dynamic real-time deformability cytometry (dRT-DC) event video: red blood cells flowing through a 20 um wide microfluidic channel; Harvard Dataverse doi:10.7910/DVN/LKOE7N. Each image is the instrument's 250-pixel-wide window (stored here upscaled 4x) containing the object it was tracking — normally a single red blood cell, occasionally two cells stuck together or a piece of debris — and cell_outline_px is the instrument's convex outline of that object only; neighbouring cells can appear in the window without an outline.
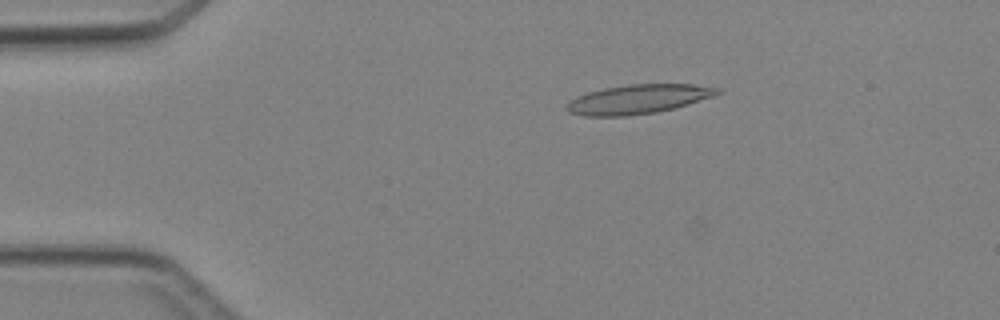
{"species": "Egyptian fruit bat (a non-hibernating species)", "species_latin": "Rousettus aegyptiacus", "temperature_condition": "cold", "stored_images_in_passage": 4, "camera_frame_rate_fps": 3000, "um_per_image_px": 0.085, "animal": {"sex": "female"}, "frame": {"image": 1, "passage_image": 2, "time_ms": 1.0, "image_size_px": [1000, 320], "cell_outline_px": [[724, 92], [676, 108], [656, 112], [628, 116], [584, 116], [568, 112], [564, 108], [576, 96], [588, 92], [604, 88], [628, 84], [692, 84], [720, 88]], "centroid_in_image_um": [54.25, 8.43], "position_along_channel_um": 30.8, "area_um2": 25.72}}